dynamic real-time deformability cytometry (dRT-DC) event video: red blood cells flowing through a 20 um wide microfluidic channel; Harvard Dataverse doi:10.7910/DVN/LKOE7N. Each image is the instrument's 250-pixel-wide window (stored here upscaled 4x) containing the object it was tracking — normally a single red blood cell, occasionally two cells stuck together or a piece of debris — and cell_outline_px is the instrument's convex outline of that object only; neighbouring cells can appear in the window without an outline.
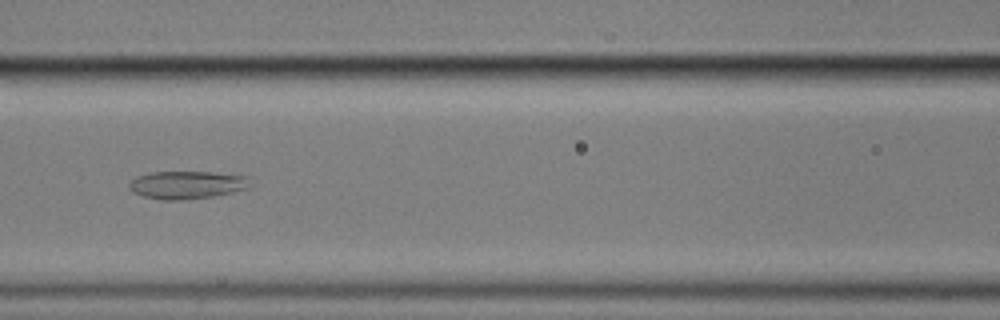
{"species": "common noctule bat (a hibernating species)", "species_latin": "Nyctalus noctula", "temperature_condition": "cold", "stored_images_in_passage": 43, "camera_frame_rate_fps": 3000, "um_per_image_px": 0.085, "animal": {"sex": "male", "body_mass_g": 17.9}, "frame": {"image": 1, "passage_image": 9, "time_ms": 2.667, "image_size_px": [1000, 320], "cell_outline_px": [[252, 184], [248, 188], [232, 192], [212, 196], [184, 200], [160, 200], [144, 196], [132, 192], [128, 188], [128, 184], [136, 176], [152, 172], [212, 172], [248, 176]], "centroid_in_image_um": [15.88, 15.71], "position_along_channel_um": 150.7, "area_um2": 19.77}}
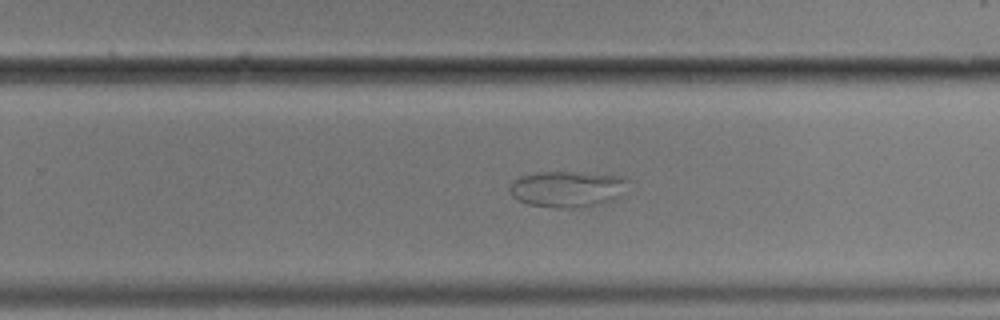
{"frame": {"image": 2, "passage_image": 21, "time_ms": 6.667, "image_size_px": [1000, 320], "cell_outline_px": [[628, 180], [608, 200], [596, 204], [576, 208], [564, 208], [528, 204], [512, 196], [508, 188], [512, 180], [520, 176], [536, 172], [576, 172], [624, 176]], "centroid_in_image_um": [48.06, 16.04], "position_along_channel_um": 281.7, "area_um2": 24.1}}
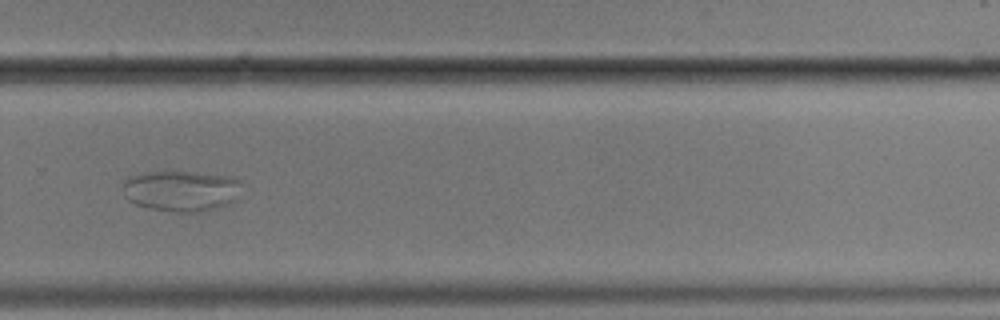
{"frame": {"image": 3, "passage_image": 24, "time_ms": 7.667, "image_size_px": [1000, 320], "cell_outline_px": [[240, 180], [232, 200], [228, 204], [204, 212], [176, 212], [152, 208], [136, 204], [128, 200], [124, 196], [124, 180], [128, 176], [144, 172], [196, 172], [232, 176]], "centroid_in_image_um": [15.35, 16.21], "position_along_channel_um": 314.5, "area_um2": 27.98}}